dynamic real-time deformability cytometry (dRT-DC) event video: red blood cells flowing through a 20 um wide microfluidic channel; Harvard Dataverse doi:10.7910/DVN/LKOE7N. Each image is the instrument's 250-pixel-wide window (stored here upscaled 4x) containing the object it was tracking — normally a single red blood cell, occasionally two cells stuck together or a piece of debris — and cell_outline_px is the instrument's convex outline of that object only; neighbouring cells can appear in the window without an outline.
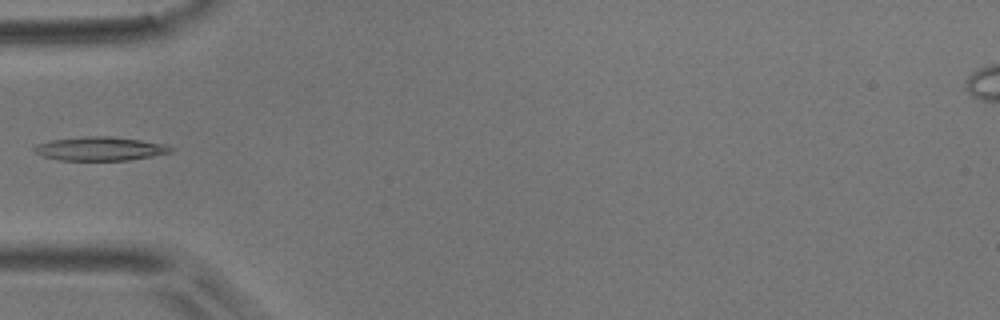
{"species": "common noctule bat (a hibernating species)", "species_latin": "Nyctalus noctula", "temperature_condition": "room temperature", "stored_images_in_passage": 4, "camera_frame_rate_fps": 3000, "um_per_image_px": 0.085, "animal": {"sex": "male", "body_mass_g": 17.9}, "frame": {"image": 1, "passage_image": 3, "time_ms": 2.333, "image_size_px": [1000, 320], "cell_outline_px": [[176, 148], [172, 152], [152, 156], [128, 160], [60, 160], [44, 156], [36, 152], [32, 148], [36, 144], [52, 140], [88, 136], [108, 136], [140, 140], [164, 144]], "centroid_in_image_um": [8.53, 12.64], "position_along_channel_um": 76.5, "area_um2": 18.73}}
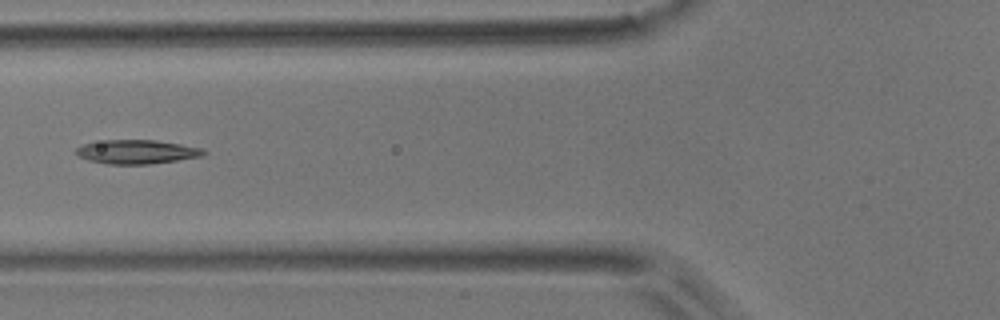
{"frame": {"image": 2, "passage_image": 4, "time_ms": 3.333, "image_size_px": [1000, 320], "cell_outline_px": [[208, 152], [200, 156], [176, 160], [148, 164], [108, 164], [88, 160], [80, 156], [76, 152], [76, 148], [84, 144], [104, 140], [156, 140], [204, 148]], "centroid_in_image_um": [11.64, 12.9], "position_along_channel_um": 114.2, "area_um2": 17.63}}